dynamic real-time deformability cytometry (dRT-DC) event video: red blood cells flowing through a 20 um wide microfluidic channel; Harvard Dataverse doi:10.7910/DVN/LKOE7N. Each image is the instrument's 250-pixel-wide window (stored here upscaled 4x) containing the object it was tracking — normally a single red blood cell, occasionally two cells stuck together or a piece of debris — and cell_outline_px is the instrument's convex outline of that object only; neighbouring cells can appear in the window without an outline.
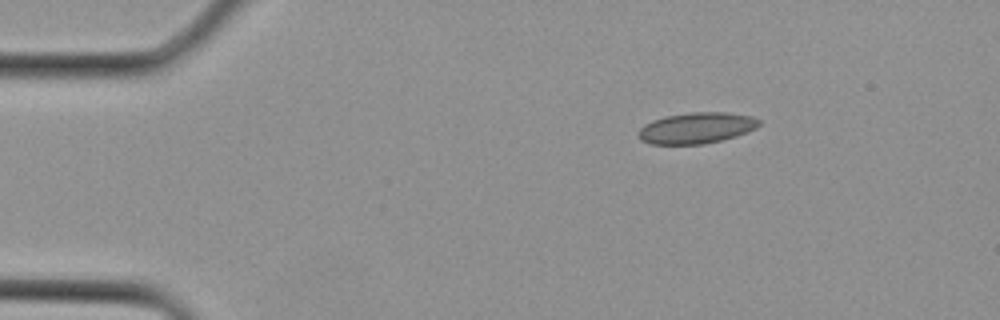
{"species": "Egyptian fruit bat (a non-hibernating species)", "species_latin": "Rousettus aegyptiacus", "temperature_condition": "cold", "stored_images_in_passage": 2, "camera_frame_rate_fps": 3000, "um_per_image_px": 0.085, "animal": {"sex": "female"}, "frame": {"image": 1, "passage_image": 1, "time_ms": 0.0, "image_size_px": [1000, 320], "cell_outline_px": [[760, 124], [756, 128], [748, 132], [736, 136], [704, 144], [648, 144], [640, 140], [636, 136], [636, 132], [644, 124], [652, 120], [664, 116], [692, 112], [728, 112], [752, 116], [760, 120]], "centroid_in_image_um": [59.16, 10.88], "position_along_channel_um": 25.8, "area_um2": 22.14}}